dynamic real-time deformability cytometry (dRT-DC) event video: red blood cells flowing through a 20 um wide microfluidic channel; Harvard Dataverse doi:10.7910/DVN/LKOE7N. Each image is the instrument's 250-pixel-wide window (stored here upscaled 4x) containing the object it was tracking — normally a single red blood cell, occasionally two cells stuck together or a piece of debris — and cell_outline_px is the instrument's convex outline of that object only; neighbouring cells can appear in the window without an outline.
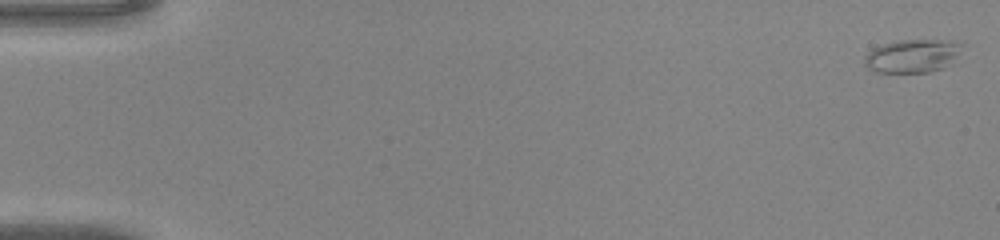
{"species": "common noctule bat (a hibernating species)", "species_latin": "Nyctalus noctula", "temperature_condition": "warm", "stored_images_in_passage": 47, "camera_frame_rate_fps": 3000, "um_per_image_px": 0.085, "animal": {"sex": "male", "body_mass_g": 20.0, "forearm_length_mm": 53.3}, "frame": {"image": 1, "passage_image": 1, "time_ms": 0.0, "image_size_px": [1000, 240], "cell_outline_px": [[964, 44], [944, 68], [928, 72], [876, 72], [868, 68], [864, 64], [864, 56], [872, 48], [884, 44], [900, 40], [948, 40]], "centroid_in_image_um": [77.49, 4.75], "position_along_channel_um": 7.5, "area_um2": 18.61}}
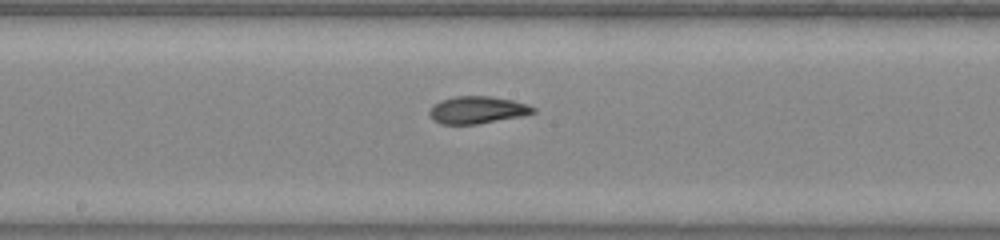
{"frame": {"image": 2, "passage_image": 26, "time_ms": 8.333, "image_size_px": [1000, 240], "cell_outline_px": [[536, 112], [524, 116], [476, 124], [440, 124], [432, 120], [428, 112], [432, 104], [440, 100], [456, 96], [492, 96], [512, 100], [528, 104], [536, 108]], "centroid_in_image_um": [40.56, 9.34], "position_along_channel_um": 207.6, "area_um2": 16.76}}
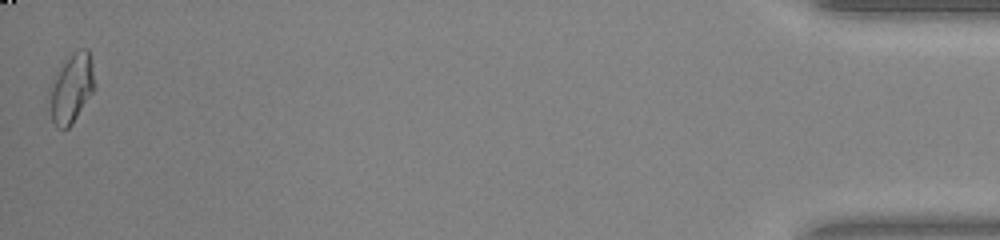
{"frame": {"image": 3, "passage_image": 47, "time_ms": 15.333, "image_size_px": [1000, 240], "cell_outline_px": [[96, 88], [72, 124], [68, 128], [56, 128], [52, 120], [52, 88], [64, 64], [76, 52], [84, 48], [88, 48], [92, 60], [96, 84]], "centroid_in_image_um": [6.19, 7.54], "position_along_channel_um": 429.0, "area_um2": 17.17}}